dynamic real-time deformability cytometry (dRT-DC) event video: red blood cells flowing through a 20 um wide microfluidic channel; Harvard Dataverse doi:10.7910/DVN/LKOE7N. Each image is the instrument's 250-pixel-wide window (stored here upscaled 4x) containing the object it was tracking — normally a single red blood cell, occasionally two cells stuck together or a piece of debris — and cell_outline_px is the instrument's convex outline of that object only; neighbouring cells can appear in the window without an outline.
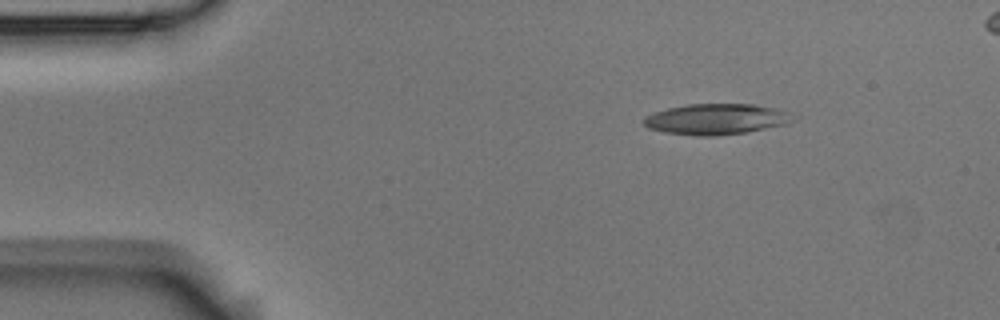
{"species": "Egyptian fruit bat (a non-hibernating species)", "species_latin": "Rousettus aegyptiacus", "temperature_condition": "room temperature", "stored_images_in_passage": 4, "segment_of_instrument_passage": [1, 2], "camera_frame_rate_fps": 3000, "um_per_image_px": 0.085, "animal": {"sex": "male"}, "frame": {"image": 1, "passage_image": 1, "time_ms": 0.0, "image_size_px": [1000, 320], "cell_outline_px": [[792, 120], [788, 124], [744, 132], [716, 136], [700, 136], [664, 132], [648, 128], [644, 124], [644, 116], [668, 108], [688, 104], [752, 104], [776, 108], [792, 112]], "centroid_in_image_um": [60.89, 10.12], "position_along_channel_um": 24.1, "area_um2": 26.65}}